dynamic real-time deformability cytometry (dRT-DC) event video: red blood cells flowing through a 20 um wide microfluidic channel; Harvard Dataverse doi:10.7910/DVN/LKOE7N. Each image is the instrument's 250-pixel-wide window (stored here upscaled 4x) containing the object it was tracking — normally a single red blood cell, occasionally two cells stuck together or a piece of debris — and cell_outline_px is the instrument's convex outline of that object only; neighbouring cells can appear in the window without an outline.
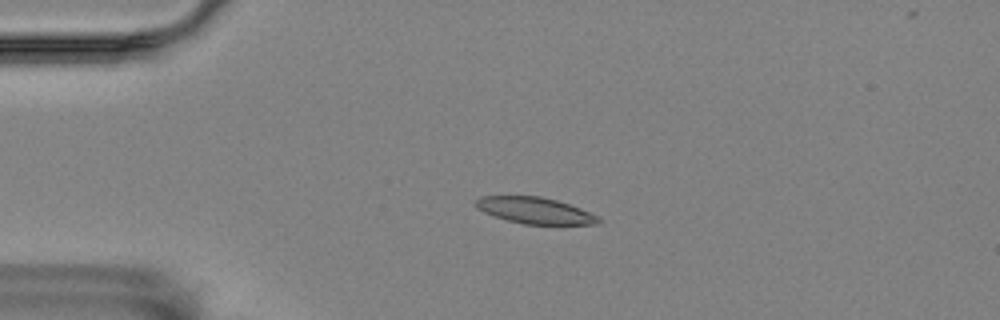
{"species": "Egyptian fruit bat (a non-hibernating species)", "species_latin": "Rousettus aegyptiacus", "temperature_condition": "room temperature", "stored_images_in_passage": 56, "camera_frame_rate_fps": 3000, "um_per_image_px": 0.085, "animal": {"sex": "female"}, "frame": {"image": 1, "passage_image": 13, "time_ms": 4.0, "image_size_px": [1000, 320], "cell_outline_px": [[600, 224], [524, 224], [492, 216], [476, 208], [472, 204], [480, 196], [540, 196], [556, 200], [580, 208], [600, 216]], "centroid_in_image_um": [45.44, 17.89], "position_along_channel_um": 39.6, "area_um2": 18.9}}
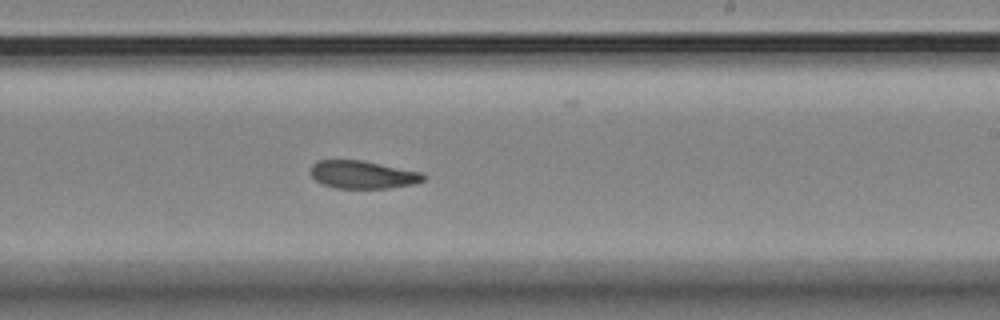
{"frame": {"image": 2, "passage_image": 34, "time_ms": 11.0, "image_size_px": [1000, 320], "cell_outline_px": [[428, 176], [424, 180], [416, 184], [388, 188], [332, 188], [316, 180], [312, 176], [312, 164], [316, 160], [360, 160], [420, 172]], "centroid_in_image_um": [30.85, 14.85], "position_along_channel_um": 258.1, "area_um2": 18.21}}
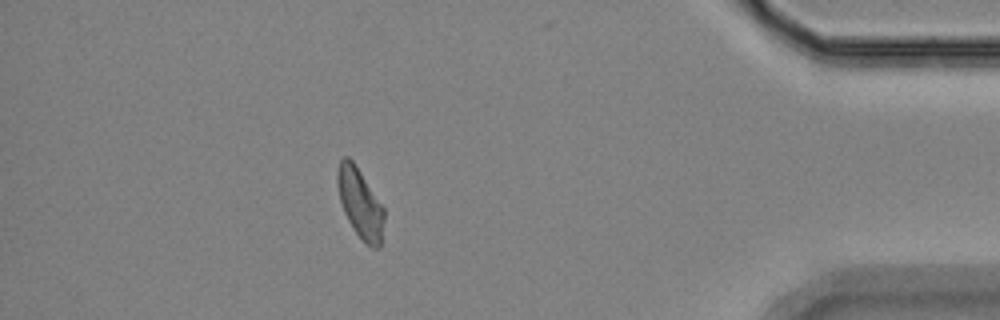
{"frame": {"image": 3, "passage_image": 50, "time_ms": 16.333, "image_size_px": [1000, 320], "cell_outline_px": [[384, 220], [380, 248], [372, 248], [356, 232], [348, 220], [344, 212], [340, 200], [336, 184], [336, 172], [340, 160], [344, 156], [348, 156], [352, 160], [384, 208]], "centroid_in_image_um": [30.59, 17.25], "position_along_channel_um": 404.6, "area_um2": 18.67}, "authors_computed_cell_mechanics": {"area_um2": 19.2763, "velocity_mm_per_s": 3.5395, "shape_relaxation_time_tau1_ms": null, "shape_relaxation_time_tau2_ms": 8.0137, "deformation_change_tau1": null, "deformation_change_tau2": 0.1538}}